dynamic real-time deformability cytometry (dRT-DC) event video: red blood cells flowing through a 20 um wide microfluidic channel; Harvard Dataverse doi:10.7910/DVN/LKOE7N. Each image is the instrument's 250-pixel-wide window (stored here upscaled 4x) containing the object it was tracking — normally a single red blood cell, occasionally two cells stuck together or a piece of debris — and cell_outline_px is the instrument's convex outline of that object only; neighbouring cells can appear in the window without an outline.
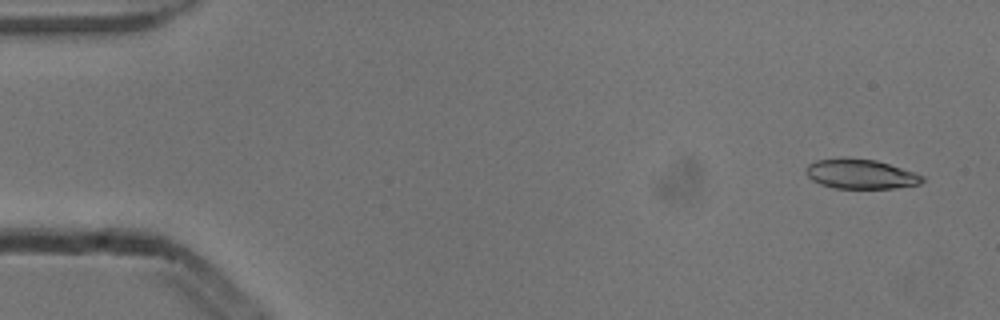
{"species": "common noctule bat (a hibernating species)", "species_latin": "Nyctalus noctula", "temperature_condition": "cold", "stored_images_in_passage": 53, "camera_frame_rate_fps": 3000, "um_per_image_px": 0.085, "animal": {"sex": "male", "body_mass_g": 13.3}, "frame": {"image": 1, "passage_image": 3, "time_ms": 0.667, "image_size_px": [1000, 320], "cell_outline_px": [[924, 180], [920, 184], [896, 188], [832, 188], [820, 184], [812, 180], [804, 172], [804, 168], [808, 164], [816, 160], [876, 160], [924, 176]], "centroid_in_image_um": [73.14, 14.83], "position_along_channel_um": 11.9, "area_um2": 19.48}}
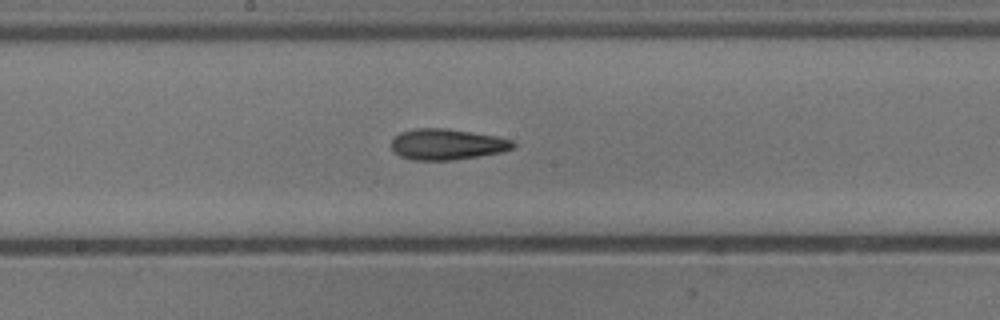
{"frame": {"image": 2, "passage_image": 28, "time_ms": 9.0, "image_size_px": [1000, 320], "cell_outline_px": [[516, 144], [512, 148], [500, 152], [452, 160], [412, 160], [400, 156], [392, 148], [392, 136], [400, 132], [416, 128], [448, 128], [496, 136], [512, 140]], "centroid_in_image_um": [37.96, 12.25], "position_along_channel_um": 210.2, "area_um2": 21.85}}
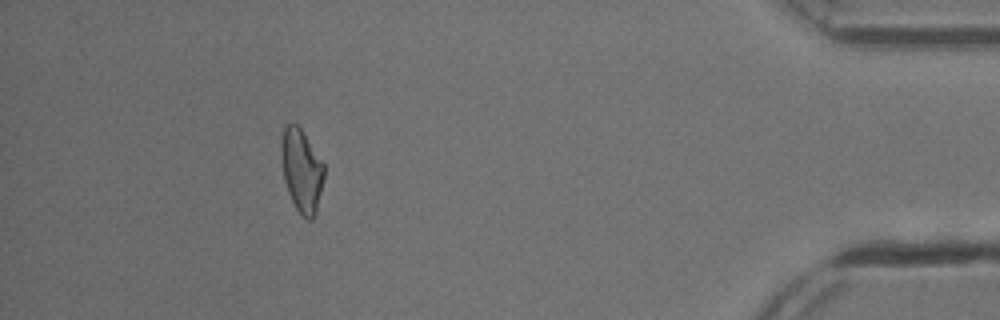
{"frame": {"image": 3, "passage_image": 48, "time_ms": 15.667, "image_size_px": [1000, 320], "cell_outline_px": [[324, 180], [316, 212], [312, 220], [308, 220], [296, 208], [288, 192], [284, 180], [280, 156], [280, 140], [284, 124], [296, 124], [300, 128], [324, 164]], "centroid_in_image_um": [25.61, 14.47], "position_along_channel_um": 409.6, "area_um2": 20.75}, "authors_computed_cell_mechanics": {"area_um2": 21.2704, "velocity_mm_per_s": 3.876, "shape_relaxation_time_tau1_ms": 11.2518, "shape_relaxation_time_tau2_ms": 6.5838, "deformation_change_tau1": 0.2448, "deformation_change_tau2": 0.1688}}